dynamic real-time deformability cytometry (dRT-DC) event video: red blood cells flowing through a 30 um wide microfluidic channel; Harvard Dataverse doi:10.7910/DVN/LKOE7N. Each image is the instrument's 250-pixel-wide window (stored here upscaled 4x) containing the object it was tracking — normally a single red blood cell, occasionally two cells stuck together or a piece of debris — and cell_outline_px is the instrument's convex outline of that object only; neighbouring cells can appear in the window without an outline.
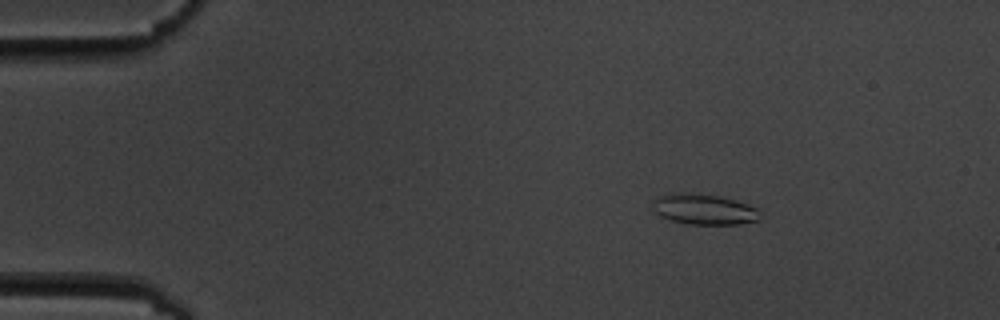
{"species": "common noctule bat (a hibernating species)", "species_latin": "Nyctalus noctula", "temperature_condition": "cold", "stored_images_in_passage": 3, "camera_frame_rate_fps": 3000, "um_per_image_px": 0.085, "animal": {"sex": "male", "body_mass_g": 19.5, "forearm_length_mm": 54.6}, "frame": {"image": 1, "passage_image": 1, "time_ms": 0.0, "image_size_px": [1000, 320], "cell_outline_px": [[756, 220], [736, 224], [688, 224], [672, 220], [660, 216], [652, 208], [652, 200], [668, 192], [692, 192], [720, 196], [736, 200], [748, 204], [756, 208]], "centroid_in_image_um": [59.73, 17.75], "position_along_channel_um": 25.3, "area_um2": 19.07}}